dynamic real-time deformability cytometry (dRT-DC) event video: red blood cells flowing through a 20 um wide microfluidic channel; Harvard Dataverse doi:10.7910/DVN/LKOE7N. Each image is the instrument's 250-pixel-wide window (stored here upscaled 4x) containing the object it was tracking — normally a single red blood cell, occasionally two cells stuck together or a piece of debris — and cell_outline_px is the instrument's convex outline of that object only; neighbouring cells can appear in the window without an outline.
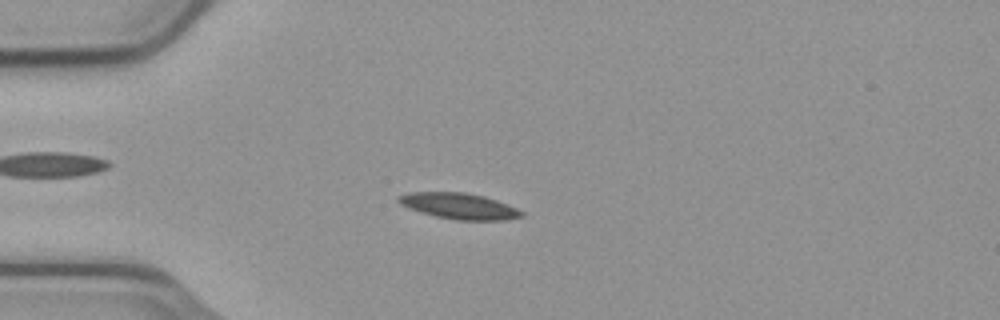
{"species": "common noctule bat (a hibernating species)", "species_latin": "Nyctalus noctula", "temperature_condition": "cold", "stored_images_in_passage": 42, "camera_frame_rate_fps": 3000, "um_per_image_px": 0.085, "animal": {"sex": "male", "body_mass_g": 23.1, "forearm_length_mm": 52.7}, "frame": {"image": 1, "passage_image": 1, "time_ms": 0.0, "image_size_px": [1000, 320], "cell_outline_px": [[524, 216], [504, 220], [456, 220], [436, 216], [420, 212], [408, 208], [400, 204], [396, 200], [396, 196], [408, 192], [464, 192], [484, 196], [508, 204], [524, 212]], "centroid_in_image_um": [39.0, 17.51], "position_along_channel_um": 46.0, "area_um2": 18.73}}
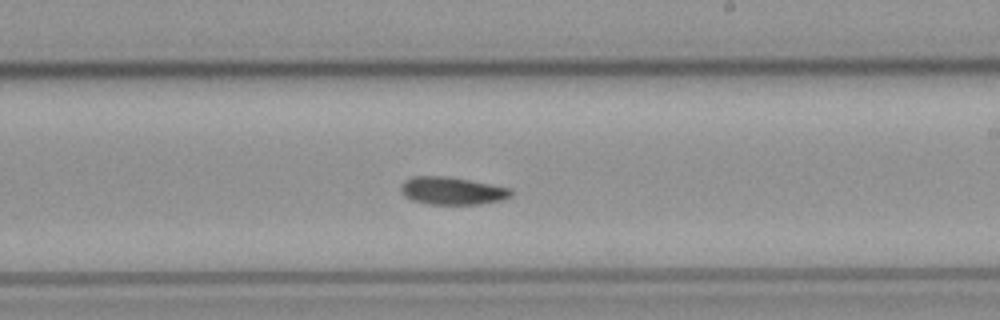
{"frame": {"image": 2, "passage_image": 19, "time_ms": 6.0, "image_size_px": [1000, 320], "cell_outline_px": [[512, 196], [500, 200], [480, 204], [428, 204], [412, 200], [404, 196], [400, 192], [400, 184], [404, 180], [412, 176], [448, 176], [512, 188]], "centroid_in_image_um": [38.4, 16.21], "position_along_channel_um": 250.6, "area_um2": 17.92}}
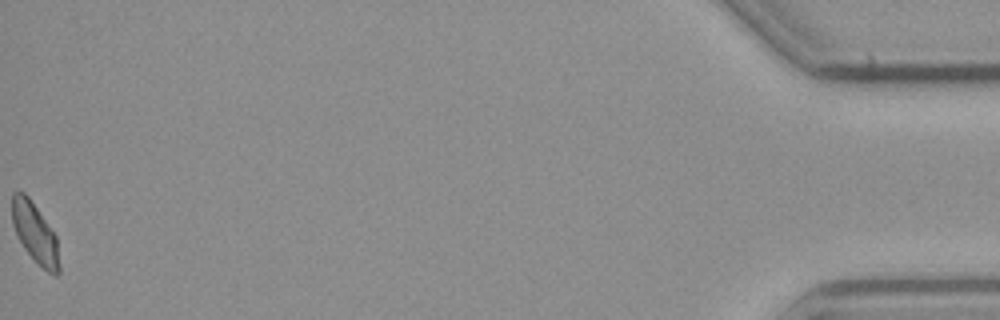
{"frame": {"image": 3, "passage_image": 42, "time_ms": 13.667, "image_size_px": [1000, 320], "cell_outline_px": [[60, 272], [56, 276], [48, 272], [24, 248], [12, 224], [12, 192], [24, 192], [28, 196], [56, 236], [60, 264]], "centroid_in_image_um": [2.98, 19.81], "position_along_channel_um": 432.2, "area_um2": 16.13}, "authors_computed_cell_mechanics": {"area_um2": 17.4845, "velocity_mm_per_s": 3.7354, "shape_relaxation_time_tau1_ms": 10.7161, "shape_relaxation_time_tau2_ms": null, "deformation_change_tau1": 0.1618, "deformation_change_tau2": null}}